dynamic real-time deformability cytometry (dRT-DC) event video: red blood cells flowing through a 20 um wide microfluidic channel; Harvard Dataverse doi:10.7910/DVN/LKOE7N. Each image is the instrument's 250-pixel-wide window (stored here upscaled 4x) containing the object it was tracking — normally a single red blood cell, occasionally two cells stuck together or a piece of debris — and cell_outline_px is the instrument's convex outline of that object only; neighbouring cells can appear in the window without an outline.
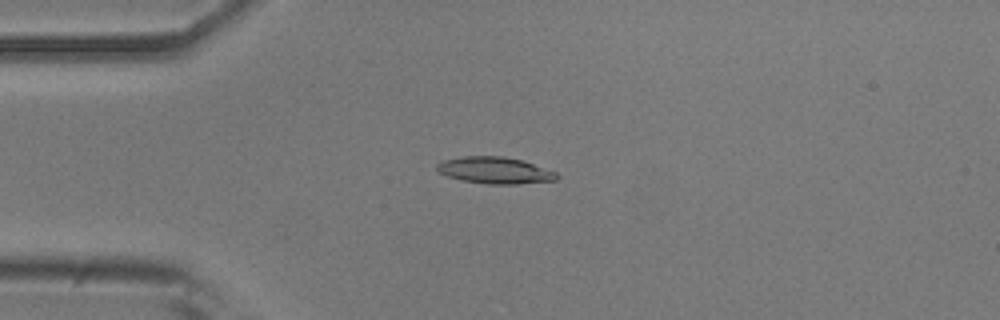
{"species": "common noctule bat (a hibernating species)", "species_latin": "Nyctalus noctula", "temperature_condition": "room temperature", "stored_images_in_passage": 44, "camera_frame_rate_fps": 3000, "um_per_image_px": 0.085, "animal": {"sex": "male", "body_mass_g": 20.5, "forearm_length_mm": 52.5}, "frame": {"image": 1, "passage_image": 4, "time_ms": 1.0, "image_size_px": [1000, 320], "cell_outline_px": [[560, 176], [556, 180], [516, 184], [488, 184], [460, 180], [448, 176], [440, 172], [436, 168], [436, 164], [444, 160], [464, 156], [504, 156], [524, 160], [556, 172]], "centroid_in_image_um": [42.09, 14.47], "position_along_channel_um": 42.9, "area_um2": 18.67}}
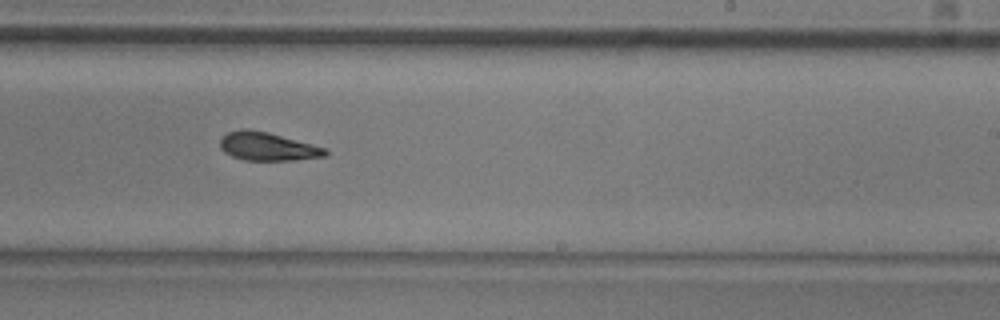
{"frame": {"image": 2, "passage_image": 23, "time_ms": 7.333, "image_size_px": [1000, 320], "cell_outline_px": [[328, 156], [296, 160], [244, 160], [232, 156], [224, 152], [220, 148], [220, 136], [228, 132], [244, 128], [248, 128], [268, 132], [328, 148]], "centroid_in_image_um": [22.75, 12.45], "position_along_channel_um": 266.2, "area_um2": 17.63}}
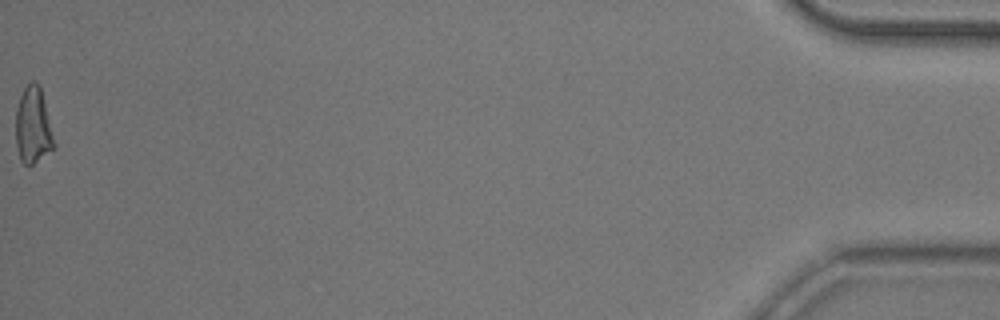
{"frame": {"image": 3, "passage_image": 44, "time_ms": 14.333, "image_size_px": [1000, 320], "cell_outline_px": [[56, 148], [28, 168], [20, 160], [16, 144], [16, 108], [20, 96], [24, 88], [32, 80], [40, 84], [56, 144]], "centroid_in_image_um": [2.83, 10.71], "position_along_channel_um": 432.4, "area_um2": 17.46}, "authors_computed_cell_mechanics": {"area_um2": 17.629, "velocity_mm_per_s": 3.826, "shape_relaxation_time_tau1_ms": 3.7564, "shape_relaxation_time_tau2_ms": null, "deformation_change_tau1": 0.1488, "deformation_change_tau2": null}}